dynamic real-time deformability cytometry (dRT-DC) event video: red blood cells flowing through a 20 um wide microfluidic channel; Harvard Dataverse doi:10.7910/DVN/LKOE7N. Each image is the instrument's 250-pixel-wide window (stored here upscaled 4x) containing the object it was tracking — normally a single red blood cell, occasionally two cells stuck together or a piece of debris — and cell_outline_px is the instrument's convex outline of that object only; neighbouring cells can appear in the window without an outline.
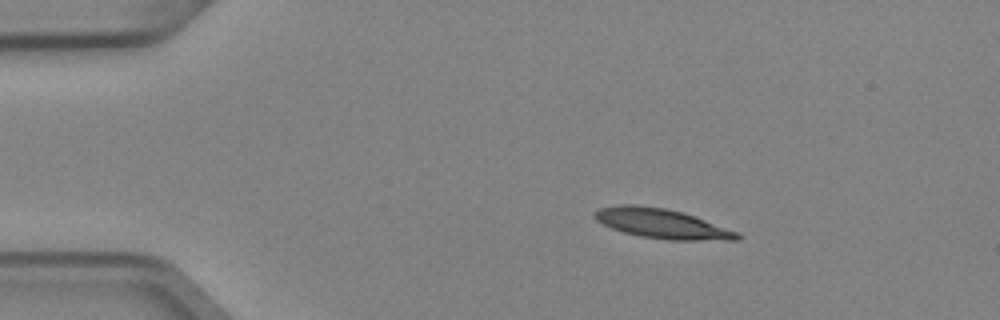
{"species": "Egyptian fruit bat (a non-hibernating species)", "species_latin": "Rousettus aegyptiacus", "temperature_condition": "cold", "stored_images_in_passage": 5, "camera_frame_rate_fps": 3000, "um_per_image_px": 0.085, "animal": {"sex": "female"}, "frame": {"image": 1, "passage_image": 1, "time_ms": 0.0, "image_size_px": [1000, 320], "cell_outline_px": [[740, 240], [668, 240], [640, 236], [624, 232], [612, 228], [596, 220], [592, 216], [592, 212], [600, 208], [620, 204], [636, 204], [664, 208], [684, 212], [740, 232]], "centroid_in_image_um": [56.27, 19.0], "position_along_channel_um": 28.7, "area_um2": 24.85}}
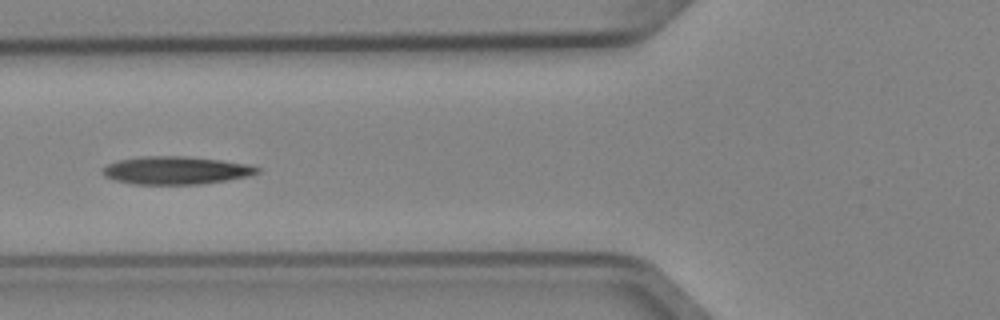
{"frame": {"image": 2, "passage_image": 4, "time_ms": 1.0, "image_size_px": [1000, 320], "cell_outline_px": [[260, 172], [248, 176], [228, 180], [200, 184], [132, 184], [116, 180], [104, 176], [100, 172], [108, 164], [120, 160], [140, 156], [184, 156], [220, 160], [248, 164], [260, 168]], "centroid_in_image_um": [14.95, 14.48], "position_along_channel_um": 110.8, "area_um2": 25.09}}
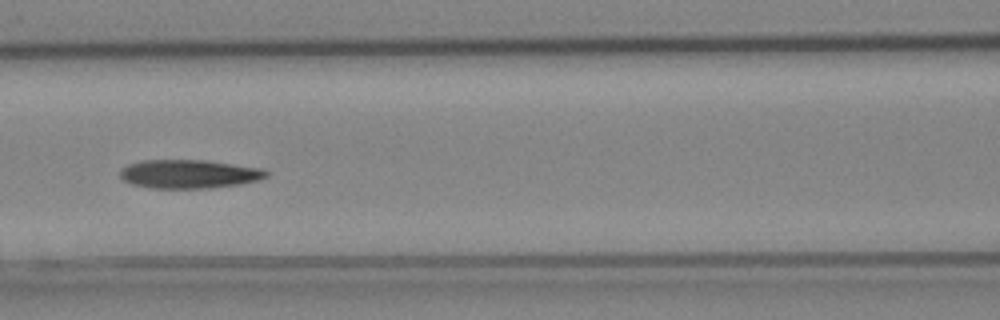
{"frame": {"image": 3, "passage_image": 5, "time_ms": 1.333, "image_size_px": [1000, 320], "cell_outline_px": [[268, 176], [260, 180], [240, 184], [212, 188], [148, 188], [132, 184], [124, 180], [120, 176], [120, 168], [128, 164], [140, 160], [204, 160], [260, 168], [268, 172]], "centroid_in_image_um": [16.04, 14.79], "position_along_channel_um": 150.6, "area_um2": 24.51}}